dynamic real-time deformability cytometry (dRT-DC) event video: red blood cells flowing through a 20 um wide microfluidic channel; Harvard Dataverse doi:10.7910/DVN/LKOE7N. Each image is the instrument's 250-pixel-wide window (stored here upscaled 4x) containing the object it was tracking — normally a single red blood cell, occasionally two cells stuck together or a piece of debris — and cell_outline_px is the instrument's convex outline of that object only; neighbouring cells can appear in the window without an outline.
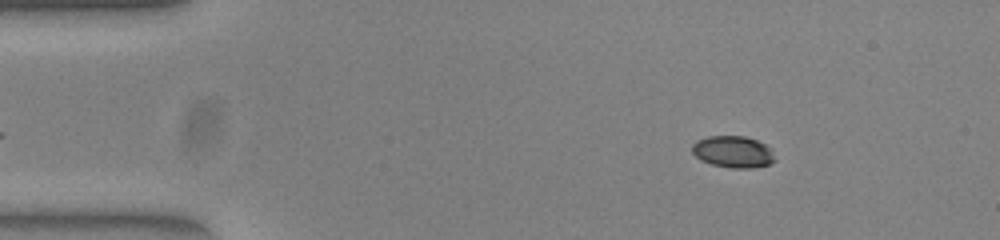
{"species": "common noctule bat (a hibernating species)", "species_latin": "Nyctalus noctula", "temperature_condition": "warm", "stored_images_in_passage": 49, "camera_frame_rate_fps": 3000, "um_per_image_px": 0.085, "animal": {"sex": "female", "body_mass_g": 23.0, "forearm_length_mm": 53.4}, "frame": {"image": 1, "passage_image": 4, "time_ms": 1.0, "image_size_px": [1000, 240], "cell_outline_px": [[776, 160], [768, 164], [752, 168], [732, 168], [712, 164], [700, 160], [692, 152], [692, 144], [696, 140], [708, 136], [744, 136], [756, 140], [772, 148]], "centroid_in_image_um": [62.31, 12.9], "position_along_channel_um": 22.7, "area_um2": 15.37}}
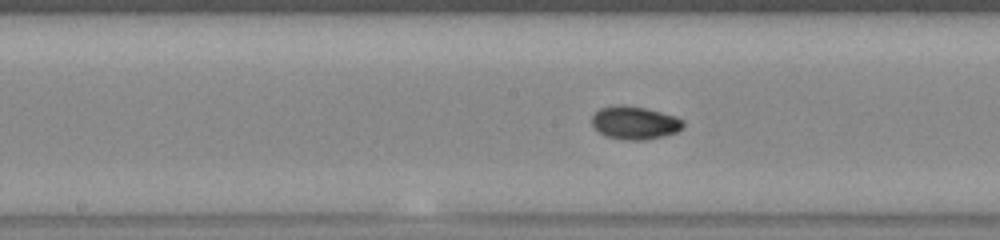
{"frame": {"image": 2, "passage_image": 23, "time_ms": 7.333, "image_size_px": [1000, 240], "cell_outline_px": [[684, 124], [676, 132], [664, 136], [644, 140], [624, 140], [604, 136], [592, 124], [592, 116], [600, 108], [616, 104], [624, 104], [644, 108], [676, 116], [684, 120]], "centroid_in_image_um": [53.94, 10.43], "position_along_channel_um": 194.3, "area_um2": 17.63}}
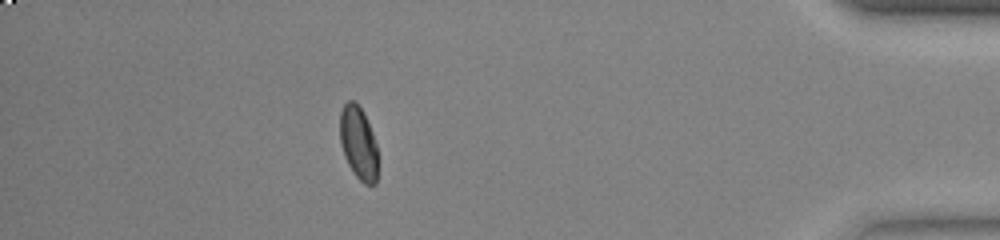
{"frame": {"image": 3, "passage_image": 43, "time_ms": 14.0, "image_size_px": [1000, 240], "cell_outline_px": [[376, 184], [364, 184], [352, 172], [344, 156], [340, 144], [340, 112], [344, 104], [348, 100], [356, 100], [364, 112], [372, 132], [376, 144]], "centroid_in_image_um": [30.44, 12.11], "position_along_channel_um": 404.8, "area_um2": 16.18}, "authors_computed_cell_mechanics": {"area_um2": 16.473, "velocity_mm_per_s": 3.9235, "shape_relaxation_time_tau1_ms": 5.8765, "shape_relaxation_time_tau2_ms": 1.5682, "deformation_change_tau1": 0.1649, "deformation_change_tau2": 0.03}}